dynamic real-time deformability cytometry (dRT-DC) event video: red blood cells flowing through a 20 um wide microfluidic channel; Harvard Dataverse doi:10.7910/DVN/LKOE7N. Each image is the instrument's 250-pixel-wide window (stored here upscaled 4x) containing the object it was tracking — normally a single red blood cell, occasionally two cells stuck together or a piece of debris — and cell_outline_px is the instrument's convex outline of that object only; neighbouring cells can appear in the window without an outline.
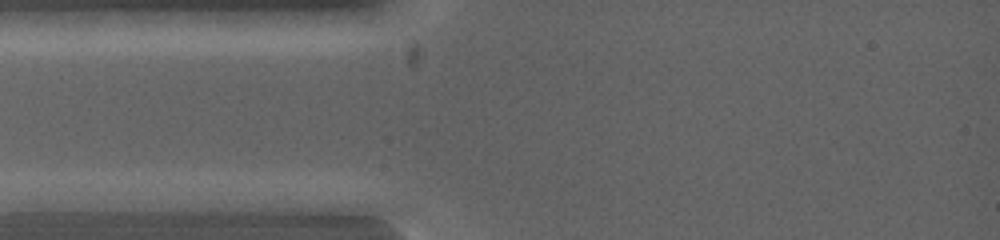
{"species": "common noctule bat (a hibernating species)", "species_latin": "Nyctalus noctula", "temperature_condition": "warm", "stored_images_in_passage": 4, "segment_of_instrument_passage": [1, 3], "camera_frame_rate_fps": 5000, "um_per_image_px": 0.085, "animal": {"sex": "female", "body_mass_g": 19.0, "forearm_length_mm": 53.3}, "frame": {"image": 1, "passage_image": 2, "time_ms": 0.2, "image_size_px": [1000, 240], "cell_outline_px": [[116, 200], [76, 212], [28, 212], [12, 200], [96, 192], [112, 192]], "centroid_in_image_um": [5.59, 17.2], "position_along_channel_um": 79.4, "area_um2": 10.06}}